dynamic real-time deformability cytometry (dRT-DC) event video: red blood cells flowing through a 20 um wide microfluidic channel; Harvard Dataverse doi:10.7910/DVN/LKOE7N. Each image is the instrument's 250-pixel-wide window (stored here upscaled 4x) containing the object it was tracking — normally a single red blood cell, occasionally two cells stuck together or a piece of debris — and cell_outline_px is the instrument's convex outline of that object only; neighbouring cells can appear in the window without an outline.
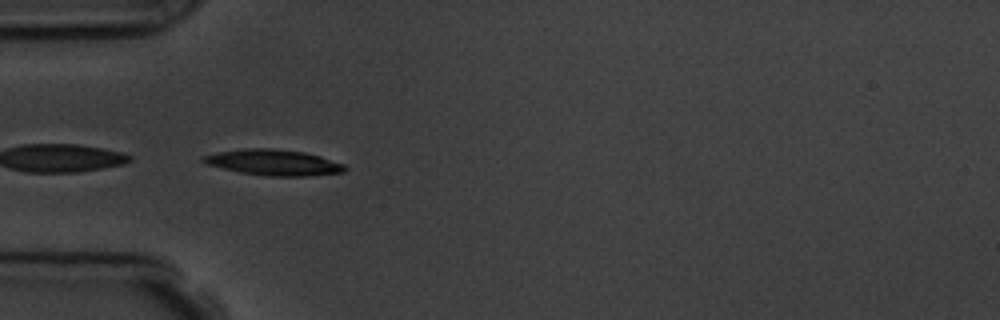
{"species": "common noctule bat (a hibernating species)", "species_latin": "Nyctalus noctula", "temperature_condition": "room temperature", "stored_images_in_passage": 4, "camera_frame_rate_fps": 3000, "um_per_image_px": 0.085, "animal": {"sex": "male", "body_mass_g": 19.5, "forearm_length_mm": 54.6}, "frame": {"image": 1, "passage_image": 4, "time_ms": 4.0, "image_size_px": [1000, 320], "cell_outline_px": [[348, 168], [344, 172], [308, 176], [268, 176], [240, 172], [208, 164], [200, 160], [200, 156], [216, 152], [244, 148], [272, 148], [304, 152], [320, 156], [344, 164]], "centroid_in_image_um": [23.25, 13.8], "position_along_channel_um": 61.7, "area_um2": 21.33}}